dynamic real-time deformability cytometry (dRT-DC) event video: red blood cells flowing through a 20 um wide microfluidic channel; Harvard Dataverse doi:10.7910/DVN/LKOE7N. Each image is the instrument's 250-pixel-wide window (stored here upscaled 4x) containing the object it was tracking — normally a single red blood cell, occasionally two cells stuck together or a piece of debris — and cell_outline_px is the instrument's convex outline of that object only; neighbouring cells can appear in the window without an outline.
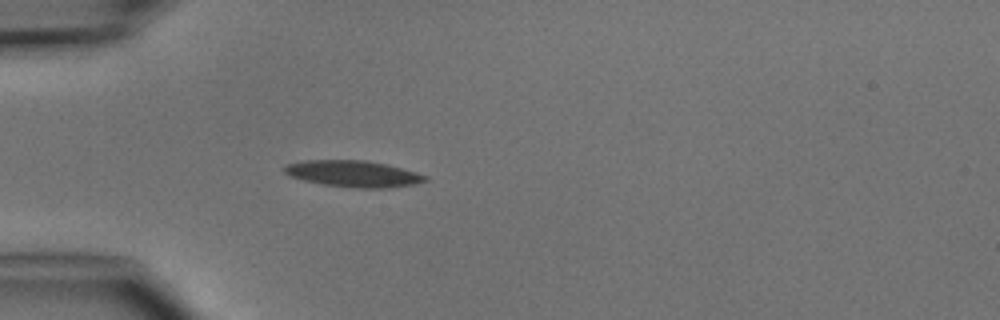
{"species": "common noctule bat (a hibernating species)", "species_latin": "Nyctalus noctula", "temperature_condition": "cold", "stored_images_in_passage": 3, "camera_frame_rate_fps": 3000, "um_per_image_px": 0.085, "animal": {"sex": "male", "body_mass_g": 15.6}, "frame": {"image": 1, "passage_image": 3, "time_ms": 2.667, "image_size_px": [1000, 320], "cell_outline_px": [[428, 180], [412, 184], [384, 188], [360, 188], [324, 184], [304, 180], [288, 176], [284, 172], [284, 164], [304, 160], [364, 160], [388, 164], [416, 172], [428, 176]], "centroid_in_image_um": [30.0, 14.75], "position_along_channel_um": 55.0, "area_um2": 21.62}}